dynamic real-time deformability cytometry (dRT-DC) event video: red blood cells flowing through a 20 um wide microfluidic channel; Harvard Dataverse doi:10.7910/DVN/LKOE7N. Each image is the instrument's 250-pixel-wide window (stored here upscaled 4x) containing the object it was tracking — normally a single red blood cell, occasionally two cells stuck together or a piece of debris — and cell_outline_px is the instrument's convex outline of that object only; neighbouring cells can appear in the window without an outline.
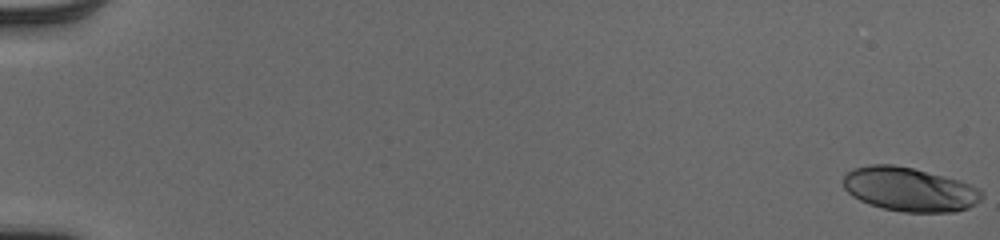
{"species": "human", "species_latin": "Homo sapiens", "temperature_condition": "cold", "stored_images_in_passage": 54, "camera_frame_rate_fps": 3000, "um_per_image_px": 0.085, "donor": {"sex": "male"}, "frame": {"image": 1, "passage_image": 1, "time_ms": 0.0, "image_size_px": [1000, 240], "cell_outline_px": [[984, 196], [976, 204], [968, 208], [956, 212], [904, 212], [884, 208], [860, 200], [852, 196], [844, 188], [844, 176], [848, 172], [856, 168], [868, 164], [892, 164], [912, 168], [960, 180], [980, 188], [984, 192]], "centroid_in_image_um": [77.36, 16.1], "position_along_channel_um": 7.6, "area_um2": 35.49}}
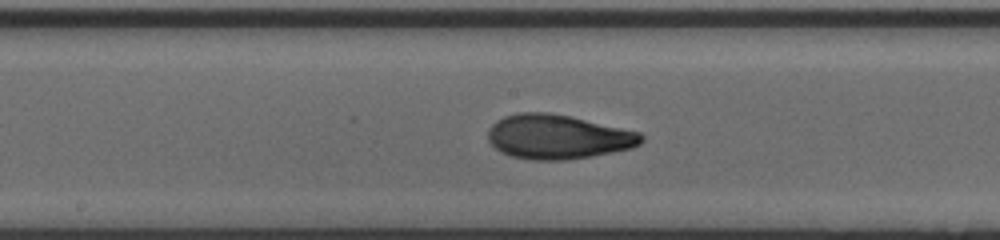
{"frame": {"image": 2, "passage_image": 31, "time_ms": 10.0, "image_size_px": [1000, 240], "cell_outline_px": [[644, 140], [640, 144], [632, 148], [592, 156], [564, 160], [532, 160], [512, 156], [500, 152], [488, 140], [488, 128], [496, 120], [504, 116], [516, 112], [548, 112], [572, 116], [640, 132], [644, 136]], "centroid_in_image_um": [47.41, 11.62], "position_along_channel_um": 200.8, "area_um2": 39.94}}
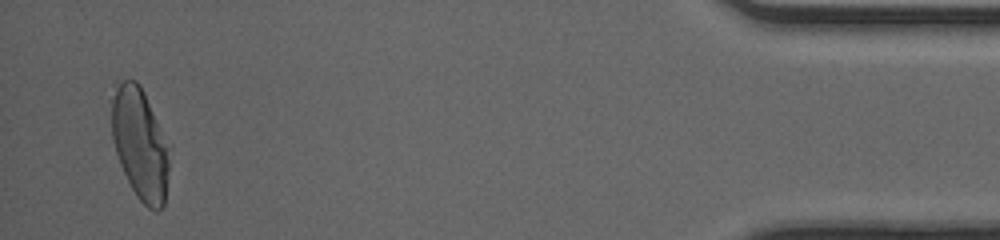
{"frame": {"image": 3, "passage_image": 53, "time_ms": 17.333, "image_size_px": [1000, 240], "cell_outline_px": [[172, 148], [164, 204], [156, 212], [148, 208], [136, 196], [120, 164], [112, 140], [112, 84], [124, 80], [136, 80], [140, 84]], "centroid_in_image_um": [11.93, 12.2], "position_along_channel_um": 423.3, "area_um2": 38.21}, "authors_computed_cell_mechanics": {"area_um2": 37.3966, "velocity_mm_per_s": 3.9806, "shape_relaxation_time_tau1_ms": 5.6926, "shape_relaxation_time_tau2_ms": 1.369, "deformation_change_tau1": 0.231, "deformation_change_tau2": 0.0748}}